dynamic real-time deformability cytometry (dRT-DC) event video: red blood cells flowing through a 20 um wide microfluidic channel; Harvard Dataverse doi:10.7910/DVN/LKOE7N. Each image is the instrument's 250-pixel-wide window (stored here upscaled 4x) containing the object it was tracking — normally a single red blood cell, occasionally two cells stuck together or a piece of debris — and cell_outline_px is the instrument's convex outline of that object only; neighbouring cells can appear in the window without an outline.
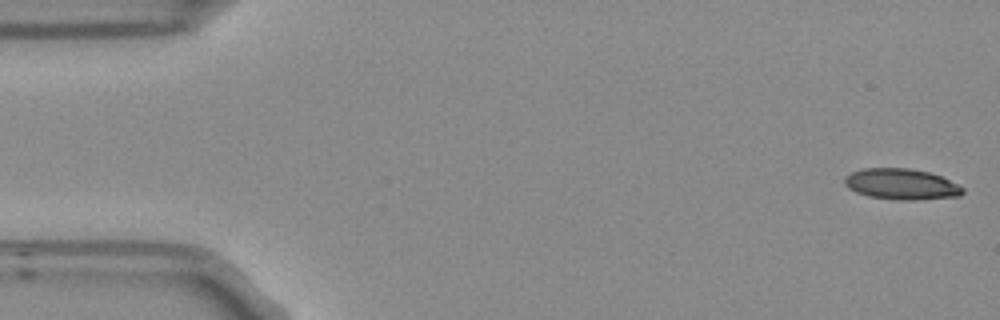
{"species": "Egyptian fruit bat (a non-hibernating species)", "species_latin": "Rousettus aegyptiacus", "temperature_condition": "room temperature", "stored_images_in_passage": 5, "camera_frame_rate_fps": 3000, "um_per_image_px": 0.085, "frame": {"image": 1, "passage_image": 1, "time_ms": 0.0, "image_size_px": [1000, 320], "cell_outline_px": [[964, 192], [960, 196], [916, 200], [896, 200], [868, 196], [856, 192], [848, 188], [844, 184], [844, 176], [852, 172], [864, 168], [908, 168], [928, 172], [940, 176], [964, 188]], "centroid_in_image_um": [76.59, 15.66], "position_along_channel_um": 8.4, "area_um2": 21.27}}
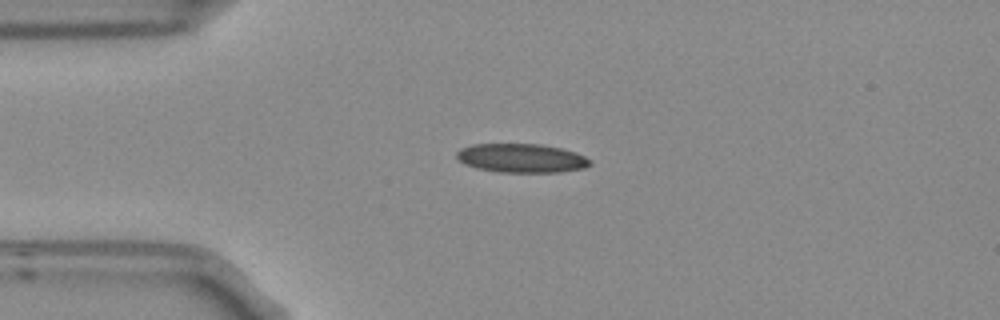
{"frame": {"image": 2, "passage_image": 4, "time_ms": 1.0, "image_size_px": [1000, 320], "cell_outline_px": [[592, 164], [584, 168], [560, 172], [500, 172], [476, 168], [464, 164], [456, 156], [456, 152], [460, 148], [472, 144], [540, 144], [560, 148], [576, 152], [584, 156]], "centroid_in_image_um": [44.3, 13.44], "position_along_channel_um": 40.7, "area_um2": 22.43}}